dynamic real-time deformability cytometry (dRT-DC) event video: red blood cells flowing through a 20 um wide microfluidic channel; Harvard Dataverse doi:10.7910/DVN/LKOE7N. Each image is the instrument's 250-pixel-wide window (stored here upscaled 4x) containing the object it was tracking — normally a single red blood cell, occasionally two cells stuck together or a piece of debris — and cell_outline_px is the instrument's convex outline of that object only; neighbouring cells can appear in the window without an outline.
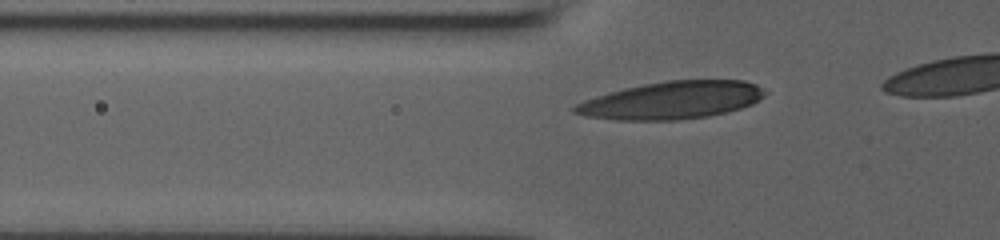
{"species": "human", "species_latin": "Homo sapiens", "temperature_condition": "room temperature", "stored_images_in_passage": 32, "camera_frame_rate_fps": 3000, "um_per_image_px": 0.085, "donor": {"sex": "male"}, "frame": {"image": 1, "passage_image": 6, "time_ms": 1.667, "image_size_px": [1000, 240], "cell_outline_px": [[768, 92], [764, 96], [752, 104], [728, 112], [708, 116], [680, 120], [616, 120], [588, 116], [572, 112], [572, 108], [576, 104], [584, 100], [596, 96], [624, 88], [644, 84], [668, 80], [744, 80], [756, 84]], "centroid_in_image_um": [57.12, 8.52], "position_along_channel_um": 68.7, "area_um2": 41.62}}
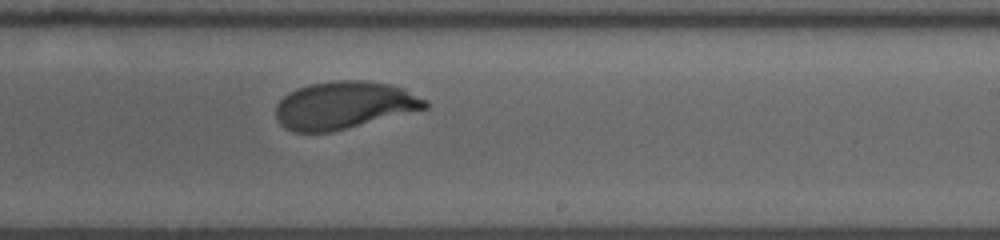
{"frame": {"image": 2, "passage_image": 21, "time_ms": 6.667, "image_size_px": [1000, 240], "cell_outline_px": [[428, 108], [332, 132], [292, 132], [284, 128], [276, 120], [276, 104], [288, 92], [296, 88], [312, 84], [336, 80], [364, 80], [388, 84], [404, 88], [424, 100], [428, 104]], "centroid_in_image_um": [29.2, 8.95], "position_along_channel_um": 259.8, "area_um2": 41.33}}
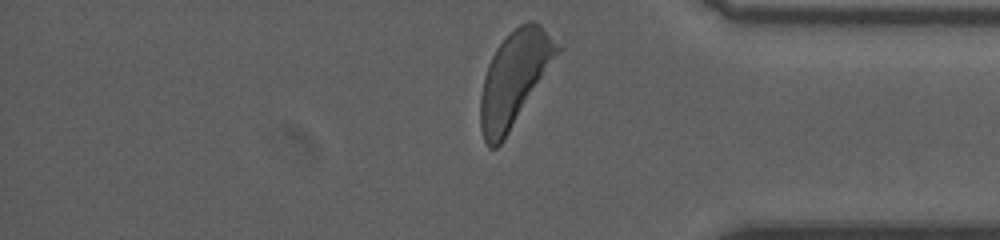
{"frame": {"image": 3, "passage_image": 32, "time_ms": 10.333, "image_size_px": [1000, 240], "cell_outline_px": [[564, 48], [504, 140], [496, 148], [488, 148], [484, 140], [480, 128], [480, 96], [484, 76], [488, 64], [496, 48], [520, 24], [528, 20], [532, 20], [540, 24]], "centroid_in_image_um": [43.75, 6.68], "position_along_channel_um": 391.5, "area_um2": 42.31}, "authors_computed_cell_mechanics": {"area_um2": 41.5582, "velocity_mm_per_s": 3.8983, "shape_relaxation_time_tau1_ms": 2.4547, "shape_relaxation_time_tau2_ms": null, "deformation_change_tau1": 0.1632, "deformation_change_tau2": null}}